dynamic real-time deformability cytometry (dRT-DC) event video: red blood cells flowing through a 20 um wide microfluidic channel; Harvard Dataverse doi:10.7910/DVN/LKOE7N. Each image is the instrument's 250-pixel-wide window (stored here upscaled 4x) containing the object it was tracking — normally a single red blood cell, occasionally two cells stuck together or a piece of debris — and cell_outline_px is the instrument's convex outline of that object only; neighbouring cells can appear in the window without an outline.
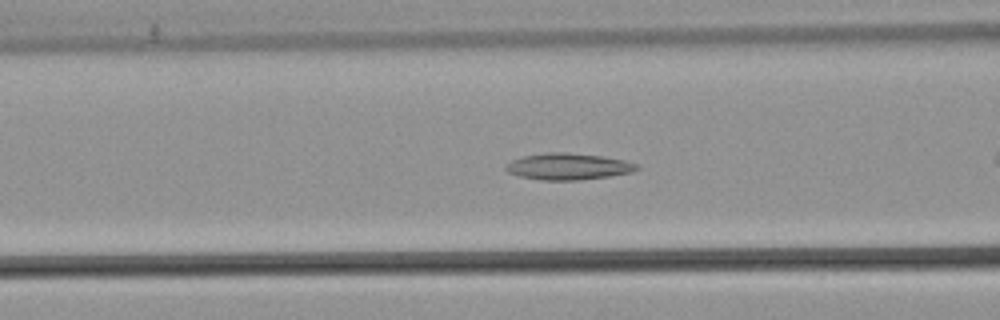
{"species": "common noctule bat (a hibernating species)", "species_latin": "Nyctalus noctula", "temperature_condition": "warm", "stored_images_in_passage": 17, "camera_frame_rate_fps": 3000, "um_per_image_px": 0.085, "animal": {"sex": "male", "body_mass_g": 21.5, "forearm_length_mm": 52.0}, "frame": {"image": 1, "passage_image": 8, "time_ms": 2.333, "image_size_px": [1000, 320], "cell_outline_px": [[640, 168], [632, 172], [608, 176], [580, 180], [540, 180], [520, 176], [508, 172], [504, 168], [512, 160], [524, 156], [548, 152], [564, 152], [600, 156], [624, 160], [636, 164]], "centroid_in_image_um": [48.29, 14.15], "position_along_channel_um": 118.3, "area_um2": 20.0}}
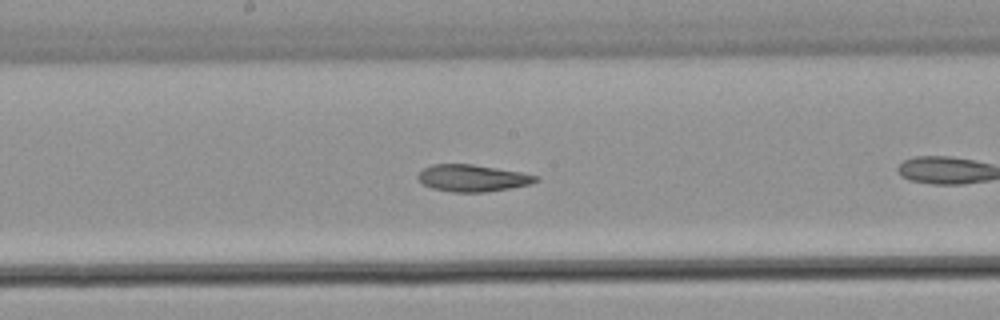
{"frame": {"image": 2, "passage_image": 15, "time_ms": 4.667, "image_size_px": [1000, 320], "cell_outline_px": [[540, 180], [532, 184], [484, 192], [452, 192], [432, 188], [424, 184], [416, 176], [424, 168], [432, 164], [472, 164], [520, 172], [540, 176]], "centroid_in_image_um": [40.19, 15.13], "position_along_channel_um": 208.0, "area_um2": 18.38}}